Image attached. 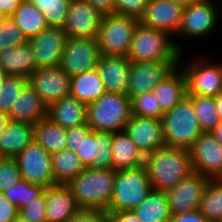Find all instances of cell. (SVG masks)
Listing matches in <instances>:
<instances>
[{
	"mask_svg": "<svg viewBox=\"0 0 222 222\" xmlns=\"http://www.w3.org/2000/svg\"><path fill=\"white\" fill-rule=\"evenodd\" d=\"M112 133L94 131L85 123L81 125V143L77 149L85 168L113 169Z\"/></svg>",
	"mask_w": 222,
	"mask_h": 222,
	"instance_id": "10",
	"label": "cell"
},
{
	"mask_svg": "<svg viewBox=\"0 0 222 222\" xmlns=\"http://www.w3.org/2000/svg\"><path fill=\"white\" fill-rule=\"evenodd\" d=\"M66 136L67 129L48 117L34 125V140L51 155L66 148Z\"/></svg>",
	"mask_w": 222,
	"mask_h": 222,
	"instance_id": "31",
	"label": "cell"
},
{
	"mask_svg": "<svg viewBox=\"0 0 222 222\" xmlns=\"http://www.w3.org/2000/svg\"><path fill=\"white\" fill-rule=\"evenodd\" d=\"M33 140V124L9 121L0 134V151L6 157L14 158Z\"/></svg>",
	"mask_w": 222,
	"mask_h": 222,
	"instance_id": "27",
	"label": "cell"
},
{
	"mask_svg": "<svg viewBox=\"0 0 222 222\" xmlns=\"http://www.w3.org/2000/svg\"><path fill=\"white\" fill-rule=\"evenodd\" d=\"M7 77L8 75L0 67V89Z\"/></svg>",
	"mask_w": 222,
	"mask_h": 222,
	"instance_id": "55",
	"label": "cell"
},
{
	"mask_svg": "<svg viewBox=\"0 0 222 222\" xmlns=\"http://www.w3.org/2000/svg\"><path fill=\"white\" fill-rule=\"evenodd\" d=\"M130 60L125 56L101 55L97 71L104 82L106 92L126 95L129 80Z\"/></svg>",
	"mask_w": 222,
	"mask_h": 222,
	"instance_id": "22",
	"label": "cell"
},
{
	"mask_svg": "<svg viewBox=\"0 0 222 222\" xmlns=\"http://www.w3.org/2000/svg\"><path fill=\"white\" fill-rule=\"evenodd\" d=\"M206 60L194 59L182 67L188 95L215 97L222 91V64Z\"/></svg>",
	"mask_w": 222,
	"mask_h": 222,
	"instance_id": "12",
	"label": "cell"
},
{
	"mask_svg": "<svg viewBox=\"0 0 222 222\" xmlns=\"http://www.w3.org/2000/svg\"><path fill=\"white\" fill-rule=\"evenodd\" d=\"M27 84L28 78L8 76L0 89V110L8 113Z\"/></svg>",
	"mask_w": 222,
	"mask_h": 222,
	"instance_id": "39",
	"label": "cell"
},
{
	"mask_svg": "<svg viewBox=\"0 0 222 222\" xmlns=\"http://www.w3.org/2000/svg\"><path fill=\"white\" fill-rule=\"evenodd\" d=\"M7 157L0 151V165Z\"/></svg>",
	"mask_w": 222,
	"mask_h": 222,
	"instance_id": "57",
	"label": "cell"
},
{
	"mask_svg": "<svg viewBox=\"0 0 222 222\" xmlns=\"http://www.w3.org/2000/svg\"><path fill=\"white\" fill-rule=\"evenodd\" d=\"M138 23L139 20L124 15L104 14L96 38L101 55L128 57Z\"/></svg>",
	"mask_w": 222,
	"mask_h": 222,
	"instance_id": "7",
	"label": "cell"
},
{
	"mask_svg": "<svg viewBox=\"0 0 222 222\" xmlns=\"http://www.w3.org/2000/svg\"><path fill=\"white\" fill-rule=\"evenodd\" d=\"M105 222H112L109 218Z\"/></svg>",
	"mask_w": 222,
	"mask_h": 222,
	"instance_id": "60",
	"label": "cell"
},
{
	"mask_svg": "<svg viewBox=\"0 0 222 222\" xmlns=\"http://www.w3.org/2000/svg\"><path fill=\"white\" fill-rule=\"evenodd\" d=\"M51 156L43 146L33 140L14 159L22 179L47 188L57 184L53 175Z\"/></svg>",
	"mask_w": 222,
	"mask_h": 222,
	"instance_id": "8",
	"label": "cell"
},
{
	"mask_svg": "<svg viewBox=\"0 0 222 222\" xmlns=\"http://www.w3.org/2000/svg\"><path fill=\"white\" fill-rule=\"evenodd\" d=\"M112 222H141L132 210L120 212H107Z\"/></svg>",
	"mask_w": 222,
	"mask_h": 222,
	"instance_id": "48",
	"label": "cell"
},
{
	"mask_svg": "<svg viewBox=\"0 0 222 222\" xmlns=\"http://www.w3.org/2000/svg\"><path fill=\"white\" fill-rule=\"evenodd\" d=\"M214 98L216 103L217 114L220 120H222V91H220Z\"/></svg>",
	"mask_w": 222,
	"mask_h": 222,
	"instance_id": "52",
	"label": "cell"
},
{
	"mask_svg": "<svg viewBox=\"0 0 222 222\" xmlns=\"http://www.w3.org/2000/svg\"><path fill=\"white\" fill-rule=\"evenodd\" d=\"M148 3L149 0H115L114 14L140 20Z\"/></svg>",
	"mask_w": 222,
	"mask_h": 222,
	"instance_id": "43",
	"label": "cell"
},
{
	"mask_svg": "<svg viewBox=\"0 0 222 222\" xmlns=\"http://www.w3.org/2000/svg\"><path fill=\"white\" fill-rule=\"evenodd\" d=\"M8 122H9L8 113L0 110V134L4 131Z\"/></svg>",
	"mask_w": 222,
	"mask_h": 222,
	"instance_id": "53",
	"label": "cell"
},
{
	"mask_svg": "<svg viewBox=\"0 0 222 222\" xmlns=\"http://www.w3.org/2000/svg\"><path fill=\"white\" fill-rule=\"evenodd\" d=\"M12 222H30V221L18 215Z\"/></svg>",
	"mask_w": 222,
	"mask_h": 222,
	"instance_id": "56",
	"label": "cell"
},
{
	"mask_svg": "<svg viewBox=\"0 0 222 222\" xmlns=\"http://www.w3.org/2000/svg\"><path fill=\"white\" fill-rule=\"evenodd\" d=\"M27 39L11 17H6L0 25V52L25 44Z\"/></svg>",
	"mask_w": 222,
	"mask_h": 222,
	"instance_id": "40",
	"label": "cell"
},
{
	"mask_svg": "<svg viewBox=\"0 0 222 222\" xmlns=\"http://www.w3.org/2000/svg\"><path fill=\"white\" fill-rule=\"evenodd\" d=\"M81 143V125L67 129L66 148L77 153Z\"/></svg>",
	"mask_w": 222,
	"mask_h": 222,
	"instance_id": "46",
	"label": "cell"
},
{
	"mask_svg": "<svg viewBox=\"0 0 222 222\" xmlns=\"http://www.w3.org/2000/svg\"><path fill=\"white\" fill-rule=\"evenodd\" d=\"M101 57L96 39L67 38L60 68L70 77L93 70Z\"/></svg>",
	"mask_w": 222,
	"mask_h": 222,
	"instance_id": "11",
	"label": "cell"
},
{
	"mask_svg": "<svg viewBox=\"0 0 222 222\" xmlns=\"http://www.w3.org/2000/svg\"><path fill=\"white\" fill-rule=\"evenodd\" d=\"M45 191L19 209V215L30 222H47Z\"/></svg>",
	"mask_w": 222,
	"mask_h": 222,
	"instance_id": "42",
	"label": "cell"
},
{
	"mask_svg": "<svg viewBox=\"0 0 222 222\" xmlns=\"http://www.w3.org/2000/svg\"><path fill=\"white\" fill-rule=\"evenodd\" d=\"M170 222H209L199 210L171 215Z\"/></svg>",
	"mask_w": 222,
	"mask_h": 222,
	"instance_id": "47",
	"label": "cell"
},
{
	"mask_svg": "<svg viewBox=\"0 0 222 222\" xmlns=\"http://www.w3.org/2000/svg\"><path fill=\"white\" fill-rule=\"evenodd\" d=\"M146 167L116 170L112 198L106 212L133 210L152 191Z\"/></svg>",
	"mask_w": 222,
	"mask_h": 222,
	"instance_id": "6",
	"label": "cell"
},
{
	"mask_svg": "<svg viewBox=\"0 0 222 222\" xmlns=\"http://www.w3.org/2000/svg\"><path fill=\"white\" fill-rule=\"evenodd\" d=\"M198 210L209 222L222 220V182L217 178L209 180Z\"/></svg>",
	"mask_w": 222,
	"mask_h": 222,
	"instance_id": "34",
	"label": "cell"
},
{
	"mask_svg": "<svg viewBox=\"0 0 222 222\" xmlns=\"http://www.w3.org/2000/svg\"><path fill=\"white\" fill-rule=\"evenodd\" d=\"M19 215V209L0 192V222H12Z\"/></svg>",
	"mask_w": 222,
	"mask_h": 222,
	"instance_id": "45",
	"label": "cell"
},
{
	"mask_svg": "<svg viewBox=\"0 0 222 222\" xmlns=\"http://www.w3.org/2000/svg\"><path fill=\"white\" fill-rule=\"evenodd\" d=\"M116 170L85 168L67 185L81 209L105 211L112 198Z\"/></svg>",
	"mask_w": 222,
	"mask_h": 222,
	"instance_id": "2",
	"label": "cell"
},
{
	"mask_svg": "<svg viewBox=\"0 0 222 222\" xmlns=\"http://www.w3.org/2000/svg\"><path fill=\"white\" fill-rule=\"evenodd\" d=\"M34 4L44 15L47 26L63 28L71 0H25Z\"/></svg>",
	"mask_w": 222,
	"mask_h": 222,
	"instance_id": "36",
	"label": "cell"
},
{
	"mask_svg": "<svg viewBox=\"0 0 222 222\" xmlns=\"http://www.w3.org/2000/svg\"><path fill=\"white\" fill-rule=\"evenodd\" d=\"M103 14L85 0H71L63 31L68 38L96 39Z\"/></svg>",
	"mask_w": 222,
	"mask_h": 222,
	"instance_id": "15",
	"label": "cell"
},
{
	"mask_svg": "<svg viewBox=\"0 0 222 222\" xmlns=\"http://www.w3.org/2000/svg\"><path fill=\"white\" fill-rule=\"evenodd\" d=\"M217 179L222 182V173L220 174V176Z\"/></svg>",
	"mask_w": 222,
	"mask_h": 222,
	"instance_id": "59",
	"label": "cell"
},
{
	"mask_svg": "<svg viewBox=\"0 0 222 222\" xmlns=\"http://www.w3.org/2000/svg\"><path fill=\"white\" fill-rule=\"evenodd\" d=\"M179 66L152 90L161 105L162 112L170 111L187 94V83L182 68Z\"/></svg>",
	"mask_w": 222,
	"mask_h": 222,
	"instance_id": "25",
	"label": "cell"
},
{
	"mask_svg": "<svg viewBox=\"0 0 222 222\" xmlns=\"http://www.w3.org/2000/svg\"><path fill=\"white\" fill-rule=\"evenodd\" d=\"M141 222H170L171 214L165 192L152 190L132 210Z\"/></svg>",
	"mask_w": 222,
	"mask_h": 222,
	"instance_id": "30",
	"label": "cell"
},
{
	"mask_svg": "<svg viewBox=\"0 0 222 222\" xmlns=\"http://www.w3.org/2000/svg\"><path fill=\"white\" fill-rule=\"evenodd\" d=\"M5 18H6V17H5L3 14L0 13V25H1L2 21H3Z\"/></svg>",
	"mask_w": 222,
	"mask_h": 222,
	"instance_id": "58",
	"label": "cell"
},
{
	"mask_svg": "<svg viewBox=\"0 0 222 222\" xmlns=\"http://www.w3.org/2000/svg\"><path fill=\"white\" fill-rule=\"evenodd\" d=\"M67 38L62 28L47 26L39 35L29 39L36 69L60 66Z\"/></svg>",
	"mask_w": 222,
	"mask_h": 222,
	"instance_id": "17",
	"label": "cell"
},
{
	"mask_svg": "<svg viewBox=\"0 0 222 222\" xmlns=\"http://www.w3.org/2000/svg\"><path fill=\"white\" fill-rule=\"evenodd\" d=\"M193 171L211 179L222 173V145L211 132H203L189 150Z\"/></svg>",
	"mask_w": 222,
	"mask_h": 222,
	"instance_id": "18",
	"label": "cell"
},
{
	"mask_svg": "<svg viewBox=\"0 0 222 222\" xmlns=\"http://www.w3.org/2000/svg\"><path fill=\"white\" fill-rule=\"evenodd\" d=\"M193 101L194 111L197 115L203 132H211L221 121L217 111L214 97L188 95Z\"/></svg>",
	"mask_w": 222,
	"mask_h": 222,
	"instance_id": "35",
	"label": "cell"
},
{
	"mask_svg": "<svg viewBox=\"0 0 222 222\" xmlns=\"http://www.w3.org/2000/svg\"><path fill=\"white\" fill-rule=\"evenodd\" d=\"M210 179L193 171L175 187L167 190L165 193L170 214L176 215L198 210Z\"/></svg>",
	"mask_w": 222,
	"mask_h": 222,
	"instance_id": "14",
	"label": "cell"
},
{
	"mask_svg": "<svg viewBox=\"0 0 222 222\" xmlns=\"http://www.w3.org/2000/svg\"><path fill=\"white\" fill-rule=\"evenodd\" d=\"M184 7L168 0H149L142 24L176 36L181 25Z\"/></svg>",
	"mask_w": 222,
	"mask_h": 222,
	"instance_id": "20",
	"label": "cell"
},
{
	"mask_svg": "<svg viewBox=\"0 0 222 222\" xmlns=\"http://www.w3.org/2000/svg\"><path fill=\"white\" fill-rule=\"evenodd\" d=\"M21 179L22 175L16 160L7 157L0 165V192L12 188Z\"/></svg>",
	"mask_w": 222,
	"mask_h": 222,
	"instance_id": "41",
	"label": "cell"
},
{
	"mask_svg": "<svg viewBox=\"0 0 222 222\" xmlns=\"http://www.w3.org/2000/svg\"><path fill=\"white\" fill-rule=\"evenodd\" d=\"M107 219L108 214L105 211L94 209H80L66 222H105Z\"/></svg>",
	"mask_w": 222,
	"mask_h": 222,
	"instance_id": "44",
	"label": "cell"
},
{
	"mask_svg": "<svg viewBox=\"0 0 222 222\" xmlns=\"http://www.w3.org/2000/svg\"><path fill=\"white\" fill-rule=\"evenodd\" d=\"M125 132L143 156H147L165 145L161 119L140 117L132 114Z\"/></svg>",
	"mask_w": 222,
	"mask_h": 222,
	"instance_id": "19",
	"label": "cell"
},
{
	"mask_svg": "<svg viewBox=\"0 0 222 222\" xmlns=\"http://www.w3.org/2000/svg\"><path fill=\"white\" fill-rule=\"evenodd\" d=\"M0 67L8 76L28 78L36 70L29 43L1 51Z\"/></svg>",
	"mask_w": 222,
	"mask_h": 222,
	"instance_id": "26",
	"label": "cell"
},
{
	"mask_svg": "<svg viewBox=\"0 0 222 222\" xmlns=\"http://www.w3.org/2000/svg\"><path fill=\"white\" fill-rule=\"evenodd\" d=\"M131 116V99L124 94L105 92L87 105V124L94 131H124Z\"/></svg>",
	"mask_w": 222,
	"mask_h": 222,
	"instance_id": "5",
	"label": "cell"
},
{
	"mask_svg": "<svg viewBox=\"0 0 222 222\" xmlns=\"http://www.w3.org/2000/svg\"><path fill=\"white\" fill-rule=\"evenodd\" d=\"M144 166L152 189L166 192L193 172L188 150L164 146L145 156Z\"/></svg>",
	"mask_w": 222,
	"mask_h": 222,
	"instance_id": "1",
	"label": "cell"
},
{
	"mask_svg": "<svg viewBox=\"0 0 222 222\" xmlns=\"http://www.w3.org/2000/svg\"><path fill=\"white\" fill-rule=\"evenodd\" d=\"M25 0H0V13L5 17H11Z\"/></svg>",
	"mask_w": 222,
	"mask_h": 222,
	"instance_id": "49",
	"label": "cell"
},
{
	"mask_svg": "<svg viewBox=\"0 0 222 222\" xmlns=\"http://www.w3.org/2000/svg\"><path fill=\"white\" fill-rule=\"evenodd\" d=\"M179 62H154L130 60L129 80L126 95L132 99L135 96L150 92L154 87L169 76L180 64Z\"/></svg>",
	"mask_w": 222,
	"mask_h": 222,
	"instance_id": "9",
	"label": "cell"
},
{
	"mask_svg": "<svg viewBox=\"0 0 222 222\" xmlns=\"http://www.w3.org/2000/svg\"><path fill=\"white\" fill-rule=\"evenodd\" d=\"M70 76L60 66L36 69L28 77V83L35 89L42 102L49 107L63 97L70 95Z\"/></svg>",
	"mask_w": 222,
	"mask_h": 222,
	"instance_id": "16",
	"label": "cell"
},
{
	"mask_svg": "<svg viewBox=\"0 0 222 222\" xmlns=\"http://www.w3.org/2000/svg\"><path fill=\"white\" fill-rule=\"evenodd\" d=\"M89 2L95 9L99 10L103 15L114 13L115 0H85Z\"/></svg>",
	"mask_w": 222,
	"mask_h": 222,
	"instance_id": "50",
	"label": "cell"
},
{
	"mask_svg": "<svg viewBox=\"0 0 222 222\" xmlns=\"http://www.w3.org/2000/svg\"><path fill=\"white\" fill-rule=\"evenodd\" d=\"M217 11L213 0H197L184 7L181 25L176 36L194 39L211 35L217 28L216 24L219 19Z\"/></svg>",
	"mask_w": 222,
	"mask_h": 222,
	"instance_id": "13",
	"label": "cell"
},
{
	"mask_svg": "<svg viewBox=\"0 0 222 222\" xmlns=\"http://www.w3.org/2000/svg\"><path fill=\"white\" fill-rule=\"evenodd\" d=\"M47 109L48 107L42 102L35 89L28 83L10 108L9 121L36 125L47 117Z\"/></svg>",
	"mask_w": 222,
	"mask_h": 222,
	"instance_id": "23",
	"label": "cell"
},
{
	"mask_svg": "<svg viewBox=\"0 0 222 222\" xmlns=\"http://www.w3.org/2000/svg\"><path fill=\"white\" fill-rule=\"evenodd\" d=\"M46 187L39 184L29 183L25 179L18 181L15 186L5 190L3 193L6 198L20 209L30 202L33 198L40 196Z\"/></svg>",
	"mask_w": 222,
	"mask_h": 222,
	"instance_id": "37",
	"label": "cell"
},
{
	"mask_svg": "<svg viewBox=\"0 0 222 222\" xmlns=\"http://www.w3.org/2000/svg\"><path fill=\"white\" fill-rule=\"evenodd\" d=\"M161 120L164 142L168 147L189 151L203 133L189 96L165 112Z\"/></svg>",
	"mask_w": 222,
	"mask_h": 222,
	"instance_id": "4",
	"label": "cell"
},
{
	"mask_svg": "<svg viewBox=\"0 0 222 222\" xmlns=\"http://www.w3.org/2000/svg\"><path fill=\"white\" fill-rule=\"evenodd\" d=\"M132 114L140 117L162 119L164 113L152 91L131 99Z\"/></svg>",
	"mask_w": 222,
	"mask_h": 222,
	"instance_id": "38",
	"label": "cell"
},
{
	"mask_svg": "<svg viewBox=\"0 0 222 222\" xmlns=\"http://www.w3.org/2000/svg\"><path fill=\"white\" fill-rule=\"evenodd\" d=\"M168 1L174 2L176 4L183 6V7H186V6H189L190 4H193L197 0H168Z\"/></svg>",
	"mask_w": 222,
	"mask_h": 222,
	"instance_id": "54",
	"label": "cell"
},
{
	"mask_svg": "<svg viewBox=\"0 0 222 222\" xmlns=\"http://www.w3.org/2000/svg\"><path fill=\"white\" fill-rule=\"evenodd\" d=\"M111 147L114 170L135 168L144 164L145 157L125 130L112 133Z\"/></svg>",
	"mask_w": 222,
	"mask_h": 222,
	"instance_id": "28",
	"label": "cell"
},
{
	"mask_svg": "<svg viewBox=\"0 0 222 222\" xmlns=\"http://www.w3.org/2000/svg\"><path fill=\"white\" fill-rule=\"evenodd\" d=\"M52 170L57 184H68L85 170L77 153L65 148L52 154Z\"/></svg>",
	"mask_w": 222,
	"mask_h": 222,
	"instance_id": "33",
	"label": "cell"
},
{
	"mask_svg": "<svg viewBox=\"0 0 222 222\" xmlns=\"http://www.w3.org/2000/svg\"><path fill=\"white\" fill-rule=\"evenodd\" d=\"M215 139L222 145V120L218 125L211 131Z\"/></svg>",
	"mask_w": 222,
	"mask_h": 222,
	"instance_id": "51",
	"label": "cell"
},
{
	"mask_svg": "<svg viewBox=\"0 0 222 222\" xmlns=\"http://www.w3.org/2000/svg\"><path fill=\"white\" fill-rule=\"evenodd\" d=\"M106 92L97 69L70 78V95L89 105Z\"/></svg>",
	"mask_w": 222,
	"mask_h": 222,
	"instance_id": "29",
	"label": "cell"
},
{
	"mask_svg": "<svg viewBox=\"0 0 222 222\" xmlns=\"http://www.w3.org/2000/svg\"><path fill=\"white\" fill-rule=\"evenodd\" d=\"M170 36L139 22L133 33L127 58L133 61L179 62L181 45Z\"/></svg>",
	"mask_w": 222,
	"mask_h": 222,
	"instance_id": "3",
	"label": "cell"
},
{
	"mask_svg": "<svg viewBox=\"0 0 222 222\" xmlns=\"http://www.w3.org/2000/svg\"><path fill=\"white\" fill-rule=\"evenodd\" d=\"M47 117L65 129L84 125L87 123V105L69 95L51 104Z\"/></svg>",
	"mask_w": 222,
	"mask_h": 222,
	"instance_id": "24",
	"label": "cell"
},
{
	"mask_svg": "<svg viewBox=\"0 0 222 222\" xmlns=\"http://www.w3.org/2000/svg\"><path fill=\"white\" fill-rule=\"evenodd\" d=\"M47 222H66L81 208L67 184H56L45 189Z\"/></svg>",
	"mask_w": 222,
	"mask_h": 222,
	"instance_id": "21",
	"label": "cell"
},
{
	"mask_svg": "<svg viewBox=\"0 0 222 222\" xmlns=\"http://www.w3.org/2000/svg\"><path fill=\"white\" fill-rule=\"evenodd\" d=\"M11 18L21 29L27 41L39 35L47 27L43 13L34 4L26 1L20 3Z\"/></svg>",
	"mask_w": 222,
	"mask_h": 222,
	"instance_id": "32",
	"label": "cell"
}]
</instances>
